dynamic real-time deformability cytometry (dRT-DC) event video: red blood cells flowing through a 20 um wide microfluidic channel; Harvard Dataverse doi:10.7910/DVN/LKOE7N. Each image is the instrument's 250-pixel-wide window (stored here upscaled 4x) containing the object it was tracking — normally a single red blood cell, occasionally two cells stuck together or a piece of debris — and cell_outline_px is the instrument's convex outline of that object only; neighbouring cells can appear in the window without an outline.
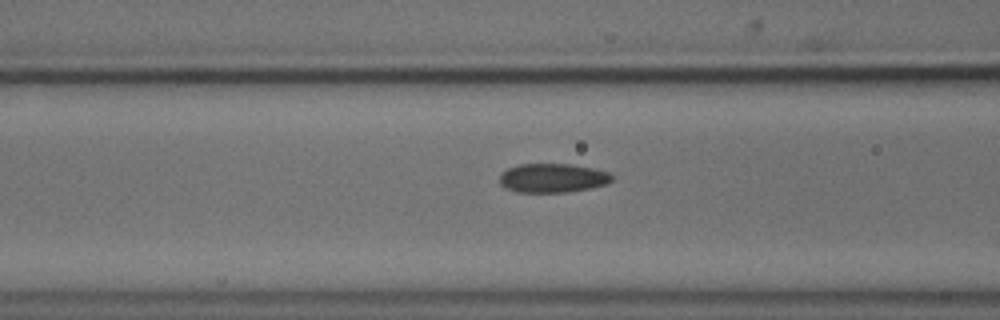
{"species": "common noctule bat (a hibernating species)", "species_latin": "Nyctalus noctula", "temperature_condition": "cold", "stored_images_in_passage": 41, "camera_frame_rate_fps": 3000, "um_per_image_px": 0.085, "animal": {"sex": "male", "body_mass_g": 18.8}, "frame": {"image": 1, "passage_image": 19, "time_ms": 6.0, "image_size_px": [1000, 320], "cell_outline_px": [[612, 180], [608, 184], [592, 188], [568, 192], [516, 192], [504, 188], [500, 184], [500, 176], [508, 168], [520, 164], [572, 164], [592, 168], [608, 172], [612, 176]], "centroid_in_image_um": [46.98, 15.14], "position_along_channel_um": 119.6, "area_um2": 19.07}}
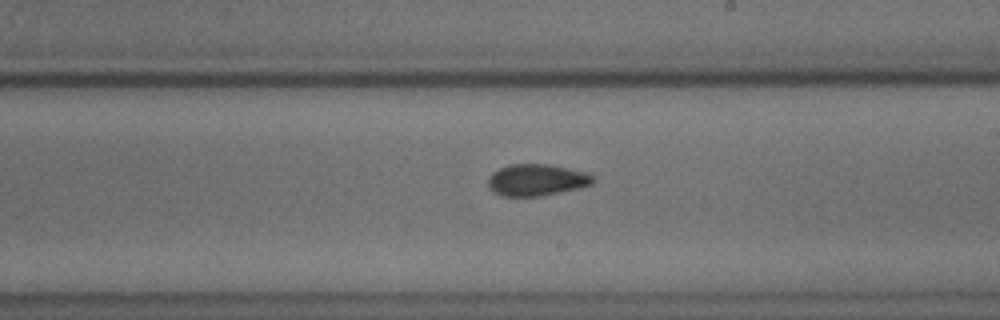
{"frame": {"image": 2, "passage_image": 29, "time_ms": 9.333, "image_size_px": [1000, 320], "cell_outline_px": [[596, 180], [592, 184], [580, 188], [540, 196], [504, 196], [492, 192], [488, 188], [488, 176], [492, 172], [508, 164], [548, 164], [588, 172], [596, 176]], "centroid_in_image_um": [45.63, 15.29], "position_along_channel_um": 243.4, "area_um2": 19.71}}
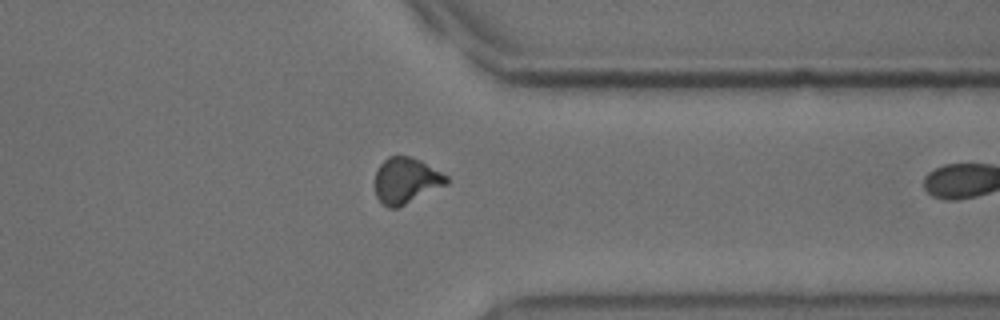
{"frame": {"image": 3, "passage_image": 40, "time_ms": 13.0, "image_size_px": [1000, 320], "cell_outline_px": [[448, 184], [396, 208], [388, 208], [376, 196], [376, 172], [380, 164], [388, 156], [408, 156], [420, 160], [448, 176]], "centroid_in_image_um": [34.52, 15.34], "position_along_channel_um": 376.9, "area_um2": 18.84}}